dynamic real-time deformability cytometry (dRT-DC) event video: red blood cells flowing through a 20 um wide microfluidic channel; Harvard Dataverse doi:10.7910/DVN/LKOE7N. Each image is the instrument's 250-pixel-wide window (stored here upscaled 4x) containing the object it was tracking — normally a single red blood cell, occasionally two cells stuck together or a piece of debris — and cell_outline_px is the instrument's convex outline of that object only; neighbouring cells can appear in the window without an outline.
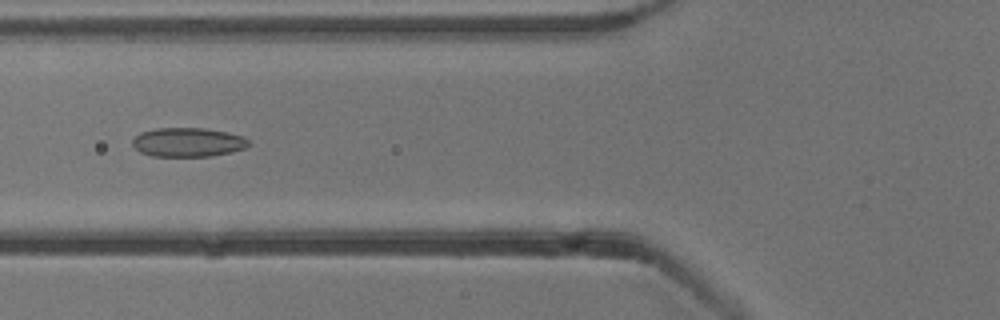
{"species": "common noctule bat (a hibernating species)", "species_latin": "Nyctalus noctula", "temperature_condition": "cold", "stored_images_in_passage": 54, "camera_frame_rate_fps": 3000, "um_per_image_px": 0.085, "animal": {"sex": "male", "body_mass_g": 13.3}, "frame": {"image": 1, "passage_image": 21, "time_ms": 6.667, "image_size_px": [1000, 320], "cell_outline_px": [[252, 144], [244, 148], [232, 152], [208, 156], [152, 156], [140, 152], [132, 144], [132, 140], [140, 132], [156, 128], [204, 128], [228, 132], [244, 136]], "centroid_in_image_um": [15.99, 12.08], "position_along_channel_um": 109.8, "area_um2": 19.77}}
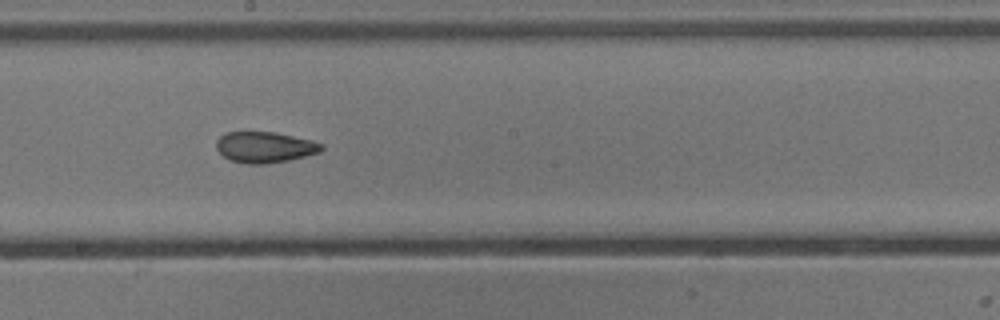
{"frame": {"image": 2, "passage_image": 30, "time_ms": 9.667, "image_size_px": [1000, 320], "cell_outline_px": [[324, 148], [320, 152], [288, 160], [264, 164], [248, 164], [228, 160], [216, 148], [216, 140], [224, 132], [276, 132], [312, 140], [324, 144]], "centroid_in_image_um": [22.5, 12.5], "position_along_channel_um": 225.7, "area_um2": 19.07}}
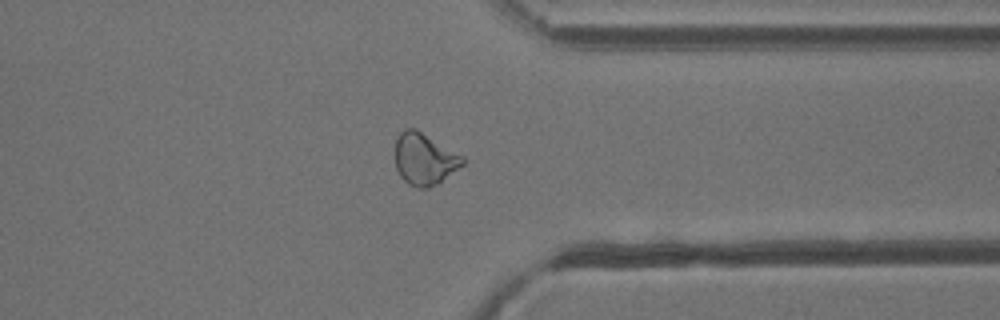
{"frame": {"image": 3, "passage_image": 42, "time_ms": 13.667, "image_size_px": [1000, 320], "cell_outline_px": [[464, 164], [436, 184], [428, 188], [416, 188], [408, 184], [400, 176], [396, 168], [396, 136], [404, 128], [416, 128], [464, 156]], "centroid_in_image_um": [36.06, 13.5], "position_along_channel_um": 375.3, "area_um2": 20.4}, "authors_computed_cell_mechanics": {"area_um2": 20.4612, "velocity_mm_per_s": 3.8411, "shape_relaxation_time_tau1_ms": null, "shape_relaxation_time_tau2_ms": 2.3111, "deformation_change_tau1": null, "deformation_change_tau2": 0.0803}}